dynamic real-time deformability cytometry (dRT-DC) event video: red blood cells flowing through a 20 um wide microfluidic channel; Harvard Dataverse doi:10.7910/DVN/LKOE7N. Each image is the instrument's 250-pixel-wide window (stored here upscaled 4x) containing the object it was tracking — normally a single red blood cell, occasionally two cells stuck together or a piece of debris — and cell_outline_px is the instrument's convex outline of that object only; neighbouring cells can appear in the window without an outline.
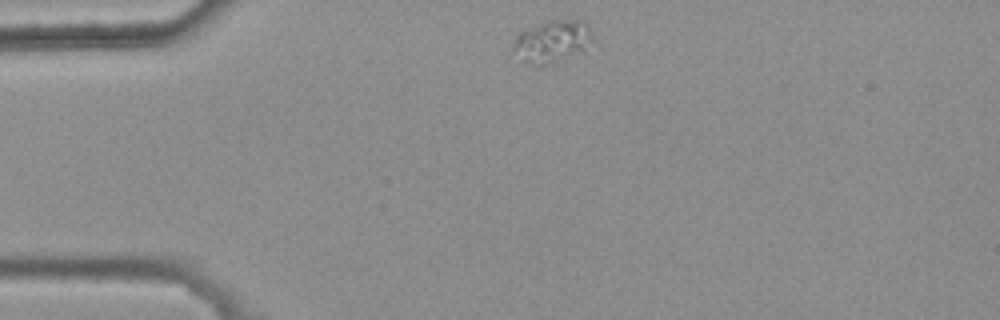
{"species": "common noctule bat (a hibernating species)", "species_latin": "Nyctalus noctula", "temperature_condition": "warm", "stored_images_in_passage": 2, "camera_frame_rate_fps": 3000, "um_per_image_px": 0.085, "animal": {"sex": "female", "body_mass_g": 25.1}, "frame": {"image": 1, "passage_image": 1, "time_ms": 0.0, "image_size_px": [1000, 320], "cell_outline_px": [[592, 40], [584, 52], [540, 68], [536, 68], [508, 52], [516, 36], [520, 32], [548, 20], [584, 20], [588, 24]], "centroid_in_image_um": [46.88, 3.57], "position_along_channel_um": 38.1, "area_um2": 20.29}}